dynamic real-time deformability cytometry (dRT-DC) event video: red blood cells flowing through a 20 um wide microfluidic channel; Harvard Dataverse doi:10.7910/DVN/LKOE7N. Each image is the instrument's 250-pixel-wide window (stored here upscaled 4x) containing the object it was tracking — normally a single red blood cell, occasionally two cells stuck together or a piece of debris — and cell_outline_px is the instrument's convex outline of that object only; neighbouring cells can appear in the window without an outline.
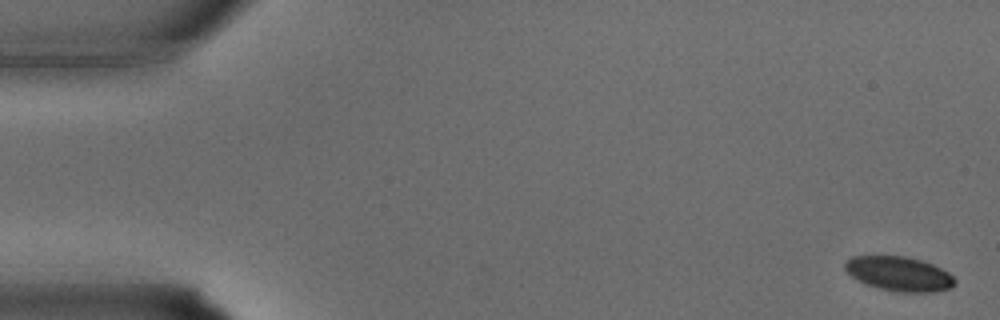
{"species": "common noctule bat (a hibernating species)", "species_latin": "Nyctalus noctula", "temperature_condition": "warm", "stored_images_in_passage": 34, "camera_frame_rate_fps": 3000, "um_per_image_px": 0.085, "animal": {"sex": "male", "body_mass_g": 15.6}, "frame": {"image": 1, "passage_image": 1, "time_ms": 0.0, "image_size_px": [1000, 320], "cell_outline_px": [[956, 284], [948, 288], [932, 292], [904, 292], [880, 288], [868, 284], [852, 276], [844, 268], [844, 264], [852, 256], [904, 256], [920, 260], [932, 264], [948, 272], [956, 280]], "centroid_in_image_um": [76.44, 23.26], "position_along_channel_um": 8.6, "area_um2": 21.62}}
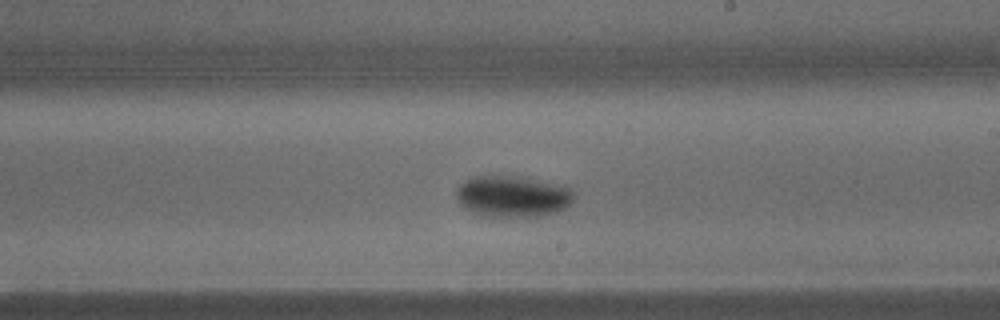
{"frame": {"image": 2, "passage_image": 20, "time_ms": 6.333, "image_size_px": [1000, 320], "cell_outline_px": [[572, 200], [564, 208], [556, 212], [540, 216], [480, 216], [464, 208], [456, 200], [456, 188], [464, 180], [476, 176], [500, 176], [528, 180], [568, 188], [572, 192]], "centroid_in_image_um": [43.44, 16.73], "position_along_channel_um": 245.6, "area_um2": 27.34}}
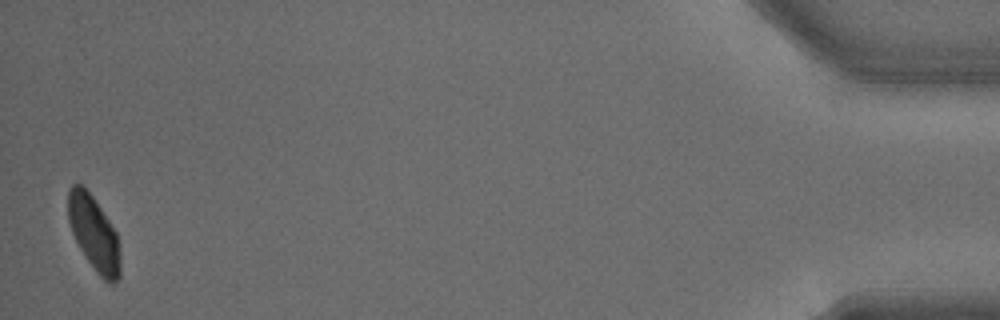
{"frame": {"image": 3, "passage_image": 34, "time_ms": 11.0, "image_size_px": [1000, 320], "cell_outline_px": [[120, 276], [112, 284], [104, 280], [96, 272], [80, 248], [72, 232], [68, 220], [68, 188], [72, 184], [80, 184], [92, 196], [116, 232], [120, 252]], "centroid_in_image_um": [7.98, 19.85], "position_along_channel_um": 427.2, "area_um2": 22.31}}